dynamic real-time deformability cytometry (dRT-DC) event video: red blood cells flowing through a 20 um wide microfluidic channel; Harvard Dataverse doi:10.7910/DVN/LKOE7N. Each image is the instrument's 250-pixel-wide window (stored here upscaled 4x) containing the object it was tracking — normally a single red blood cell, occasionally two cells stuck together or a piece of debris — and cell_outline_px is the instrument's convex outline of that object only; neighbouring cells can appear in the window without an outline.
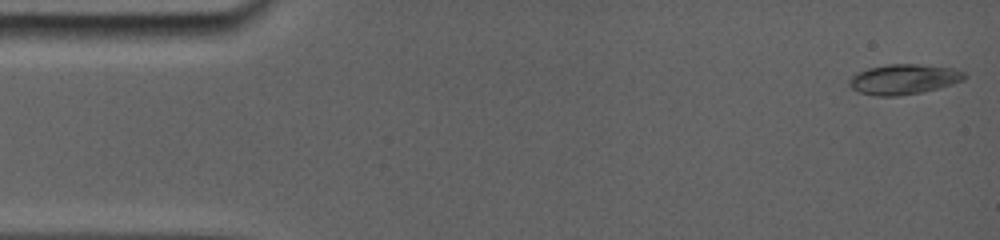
{"species": "common noctule bat (a hibernating species)", "species_latin": "Nyctalus noctula", "temperature_condition": "room temperature", "stored_images_in_passage": 28, "camera_frame_rate_fps": 5000, "um_per_image_px": 0.085, "animal": {"sex": "female", "body_mass_g": 19.0, "forearm_length_mm": 56.7}, "frame": {"image": 1, "passage_image": 1, "time_ms": 0.0, "image_size_px": [1000, 240], "cell_outline_px": [[968, 76], [964, 80], [940, 88], [924, 92], [896, 96], [876, 96], [856, 92], [848, 84], [848, 80], [856, 72], [868, 68], [888, 64], [920, 64], [952, 68], [964, 72]], "centroid_in_image_um": [76.8, 6.74], "position_along_channel_um": 8.2, "area_um2": 20.52}}
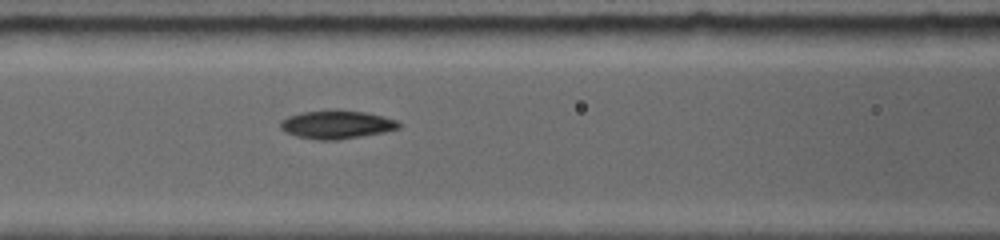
{"frame": {"image": 2, "passage_image": 13, "time_ms": 6.4, "image_size_px": [1000, 240], "cell_outline_px": [[400, 124], [396, 128], [380, 132], [356, 136], [328, 140], [324, 140], [296, 136], [288, 132], [280, 124], [288, 116], [304, 112], [336, 108], [364, 112], [396, 120]], "centroid_in_image_um": [28.59, 10.54], "position_along_channel_um": 138.0, "area_um2": 18.79}}
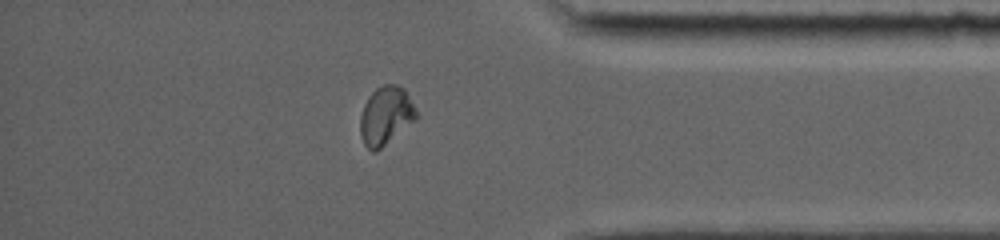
{"frame": {"image": 3, "passage_image": 24, "time_ms": 13.4, "image_size_px": [1000, 240], "cell_outline_px": [[420, 116], [416, 120], [376, 152], [372, 152], [364, 144], [360, 136], [360, 116], [364, 104], [368, 96], [376, 88], [384, 84], [396, 84], [404, 88]], "centroid_in_image_um": [32.8, 9.83], "position_along_channel_um": 402.4, "area_um2": 19.31}, "authors_computed_cell_mechanics": {"area_um2": 18.785, "velocity_mm_per_s": 3.8891, "shape_relaxation_time_tau1_ms": 3.8176, "shape_relaxation_time_tau2_ms": 1.9567, "deformation_change_tau1": 0.1651, "deformation_change_tau2": 0.0528}}